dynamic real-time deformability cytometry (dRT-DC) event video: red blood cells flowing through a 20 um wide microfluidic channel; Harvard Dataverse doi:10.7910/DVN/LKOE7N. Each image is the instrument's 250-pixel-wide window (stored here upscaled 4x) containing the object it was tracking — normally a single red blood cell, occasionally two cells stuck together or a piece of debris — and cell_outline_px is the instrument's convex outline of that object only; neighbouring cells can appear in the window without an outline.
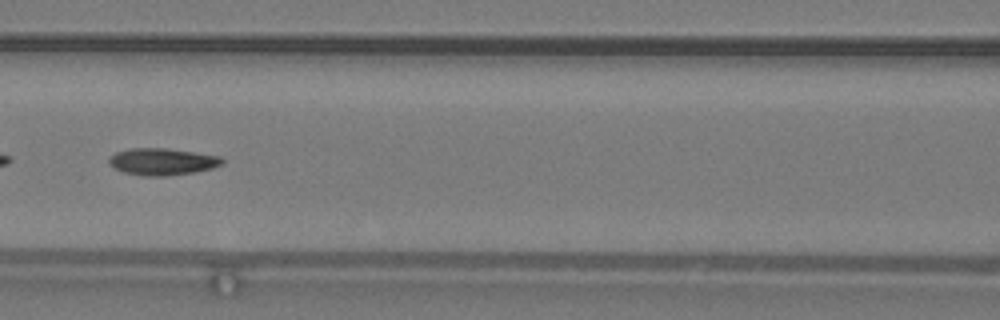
{"species": "common noctule bat (a hibernating species)", "species_latin": "Nyctalus noctula", "temperature_condition": "warm", "stored_images_in_passage": 41, "camera_frame_rate_fps": 3000, "um_per_image_px": 0.085, "animal": {"sex": "male", "body_mass_g": 19.2, "forearm_length_mm": 51.8}, "frame": {"image": 1, "passage_image": 12, "time_ms": 3.667, "image_size_px": [1000, 320], "cell_outline_px": [[224, 164], [212, 168], [196, 172], [168, 176], [144, 176], [124, 172], [108, 164], [108, 156], [116, 152], [132, 148], [164, 148], [220, 156], [224, 160]], "centroid_in_image_um": [13.79, 13.74], "position_along_channel_um": 152.8, "area_um2": 17.8}}